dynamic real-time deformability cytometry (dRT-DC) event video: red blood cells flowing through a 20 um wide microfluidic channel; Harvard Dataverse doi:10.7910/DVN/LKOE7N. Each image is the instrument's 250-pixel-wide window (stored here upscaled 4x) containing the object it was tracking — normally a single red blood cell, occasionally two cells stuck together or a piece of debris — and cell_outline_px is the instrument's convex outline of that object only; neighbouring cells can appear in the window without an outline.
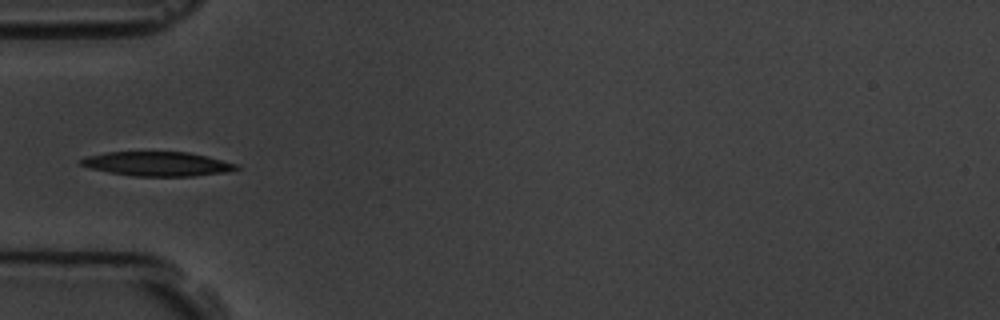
{"species": "common noctule bat (a hibernating species)", "species_latin": "Nyctalus noctula", "temperature_condition": "room temperature", "stored_images_in_passage": 6, "camera_frame_rate_fps": 3000, "um_per_image_px": 0.085, "animal": {"sex": "male", "body_mass_g": 19.5, "forearm_length_mm": 54.6}, "frame": {"image": 1, "passage_image": 6, "time_ms": 5.667, "image_size_px": [1000, 320], "cell_outline_px": [[240, 168], [228, 172], [192, 176], [132, 176], [108, 172], [92, 168], [80, 164], [80, 160], [88, 156], [108, 152], [188, 152], [208, 156], [240, 164]], "centroid_in_image_um": [13.46, 13.93], "position_along_channel_um": 71.5, "area_um2": 22.02}}